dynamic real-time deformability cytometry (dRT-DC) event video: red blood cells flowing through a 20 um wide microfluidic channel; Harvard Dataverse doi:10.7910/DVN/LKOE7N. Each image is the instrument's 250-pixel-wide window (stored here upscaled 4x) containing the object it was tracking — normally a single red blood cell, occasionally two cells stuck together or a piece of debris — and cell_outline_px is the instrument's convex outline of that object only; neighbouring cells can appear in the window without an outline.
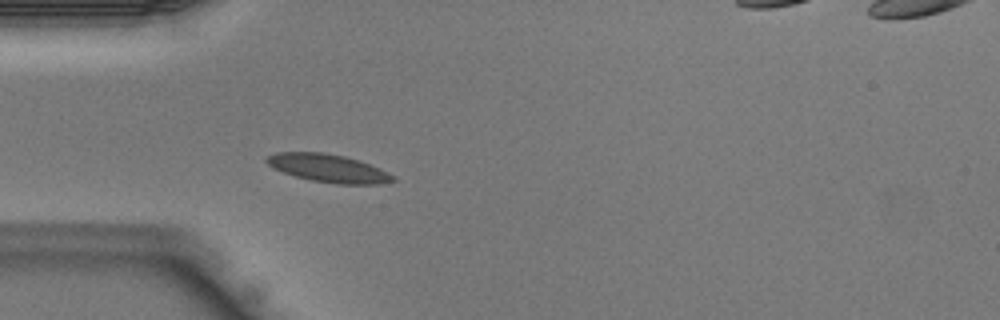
{"species": "Egyptian fruit bat (a non-hibernating species)", "species_latin": "Rousettus aegyptiacus", "temperature_condition": "warm", "stored_images_in_passage": 36, "camera_frame_rate_fps": 3000, "um_per_image_px": 0.085, "animal": {"sex": "male"}, "frame": {"image": 1, "passage_image": 5, "time_ms": 1.333, "image_size_px": [1000, 320], "cell_outline_px": [[396, 180], [380, 184], [336, 184], [312, 180], [296, 176], [272, 168], [264, 160], [268, 156], [276, 152], [324, 152], [344, 156], [380, 168], [396, 176]], "centroid_in_image_um": [27.91, 14.3], "position_along_channel_um": 57.1, "area_um2": 20.52}}
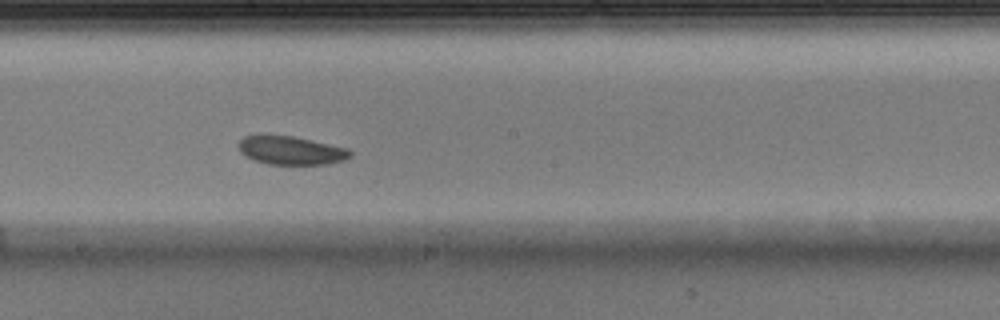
{"frame": {"image": 2, "passage_image": 16, "time_ms": 5.0, "image_size_px": [1000, 320], "cell_outline_px": [[352, 156], [344, 160], [328, 164], [268, 164], [252, 160], [244, 156], [240, 152], [240, 140], [244, 136], [260, 132], [292, 136], [348, 148], [352, 152]], "centroid_in_image_um": [24.68, 12.76], "position_along_channel_um": 223.5, "area_um2": 19.02}}
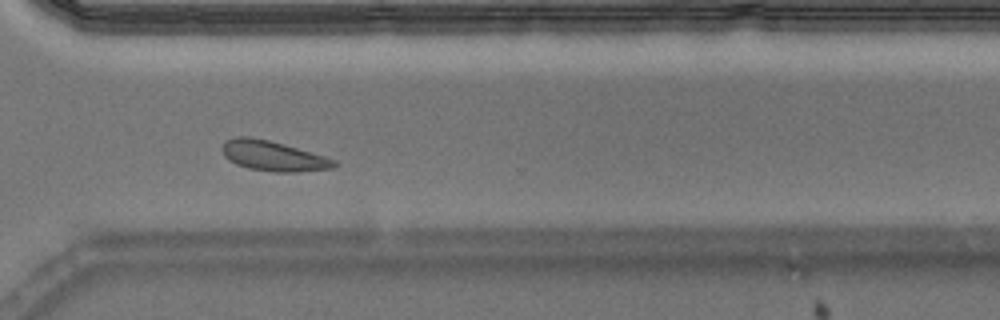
{"frame": {"image": 3, "passage_image": 24, "time_ms": 7.667, "image_size_px": [1000, 320], "cell_outline_px": [[336, 164], [332, 168], [300, 172], [272, 172], [248, 168], [236, 164], [228, 160], [224, 156], [220, 148], [224, 140], [236, 136], [252, 136], [268, 140], [324, 156], [336, 160]], "centroid_in_image_um": [23.14, 13.25], "position_along_channel_um": 347.5, "area_um2": 19.71}}